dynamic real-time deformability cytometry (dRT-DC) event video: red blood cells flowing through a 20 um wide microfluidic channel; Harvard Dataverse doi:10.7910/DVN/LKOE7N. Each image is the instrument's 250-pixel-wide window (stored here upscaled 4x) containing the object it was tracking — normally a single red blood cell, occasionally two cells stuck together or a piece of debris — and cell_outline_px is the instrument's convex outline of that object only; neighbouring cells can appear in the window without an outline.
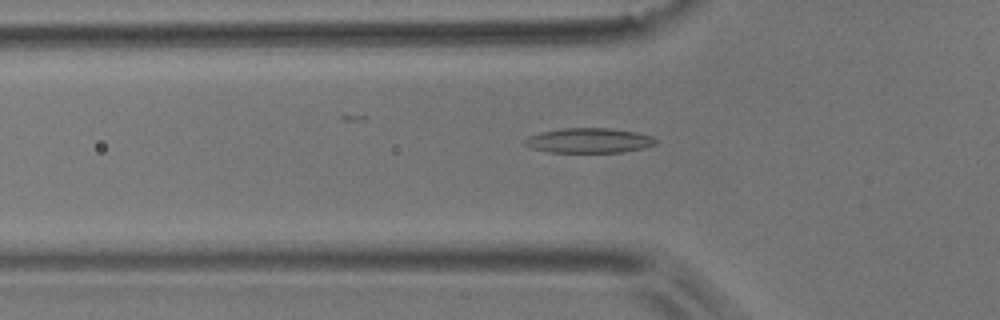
{"species": "common noctule bat (a hibernating species)", "species_latin": "Nyctalus noctula", "temperature_condition": "room temperature", "stored_images_in_passage": 45, "camera_frame_rate_fps": 3000, "um_per_image_px": 0.085, "animal": {"sex": "male", "body_mass_g": 17.9}, "frame": {"image": 1, "passage_image": 17, "time_ms": 5.333, "image_size_px": [1000, 320], "cell_outline_px": [[656, 144], [644, 148], [624, 152], [548, 152], [532, 148], [524, 144], [524, 140], [528, 136], [540, 132], [560, 128], [612, 128], [636, 132], [652, 136], [656, 140]], "centroid_in_image_um": [50.06, 11.94], "position_along_channel_um": 75.7, "area_um2": 19.07}}
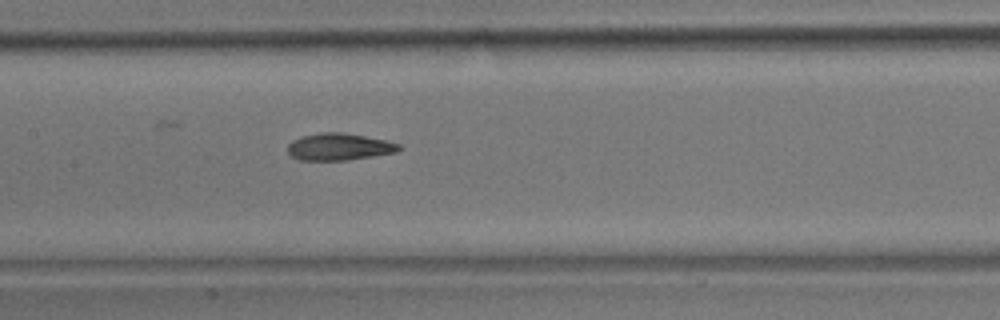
{"frame": {"image": 2, "passage_image": 25, "time_ms": 8.0, "image_size_px": [1000, 320], "cell_outline_px": [[404, 148], [396, 152], [348, 160], [300, 160], [292, 156], [288, 152], [288, 144], [292, 140], [300, 136], [320, 132], [344, 132], [384, 140], [400, 144]], "centroid_in_image_um": [28.82, 12.47], "position_along_channel_um": 178.6, "area_um2": 17.57}}
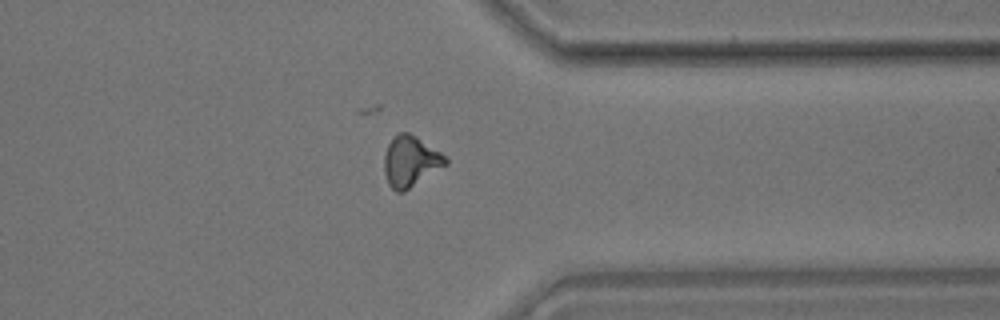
{"frame": {"image": 3, "passage_image": 41, "time_ms": 13.333, "image_size_px": [1000, 320], "cell_outline_px": [[448, 164], [404, 192], [396, 192], [388, 184], [384, 172], [384, 156], [388, 144], [400, 132], [408, 132], [416, 136], [440, 152], [448, 160]], "centroid_in_image_um": [34.89, 13.74], "position_along_channel_um": 376.5, "area_um2": 18.03}, "authors_computed_cell_mechanics": {"area_um2": 17.5712, "velocity_mm_per_s": 3.8096, "shape_relaxation_time_tau1_ms": 7.1874, "shape_relaxation_time_tau2_ms": 2.2027, "deformation_change_tau1": 0.1901, "deformation_change_tau2": 0.1039}}